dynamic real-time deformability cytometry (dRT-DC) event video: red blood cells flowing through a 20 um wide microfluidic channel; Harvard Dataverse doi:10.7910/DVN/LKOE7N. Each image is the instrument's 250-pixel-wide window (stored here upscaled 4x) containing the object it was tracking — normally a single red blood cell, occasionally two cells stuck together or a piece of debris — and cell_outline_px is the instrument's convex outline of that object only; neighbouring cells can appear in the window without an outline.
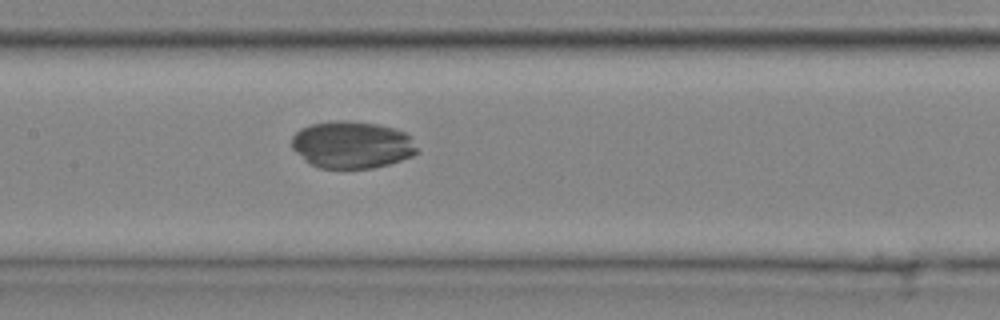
{"species": "common noctule bat (a hibernating species)", "species_latin": "Nyctalus noctula", "temperature_condition": "cold", "stored_images_in_passage": 35, "camera_frame_rate_fps": 3000, "um_per_image_px": 0.085, "animal": {"sex": "male", "body_mass_g": 20.4}, "frame": {"image": 1, "passage_image": 18, "time_ms": 5.667, "image_size_px": [1000, 320], "cell_outline_px": [[420, 152], [412, 156], [388, 164], [372, 168], [320, 168], [304, 160], [292, 148], [292, 136], [300, 128], [312, 124], [336, 120], [344, 120], [376, 124], [396, 128], [404, 132], [408, 136]], "centroid_in_image_um": [29.9, 12.3], "position_along_channel_um": 177.5, "area_um2": 34.33}}
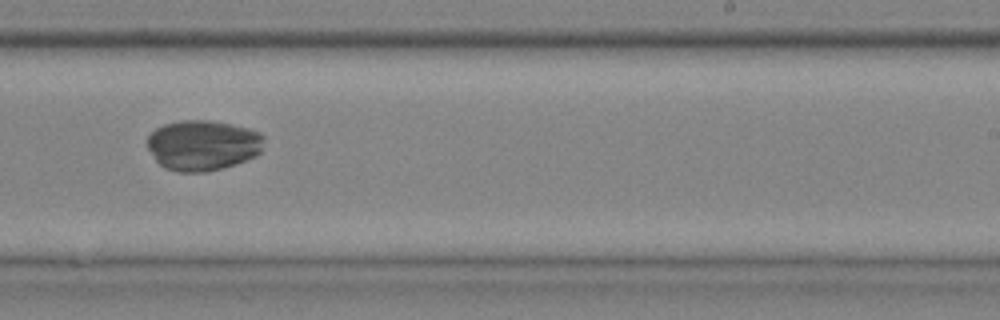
{"frame": {"image": 2, "passage_image": 24, "time_ms": 7.667, "image_size_px": [1000, 320], "cell_outline_px": [[264, 140], [260, 152], [256, 156], [220, 168], [204, 172], [176, 172], [164, 168], [156, 160], [148, 148], [148, 136], [156, 128], [164, 124], [180, 120], [208, 120], [248, 128], [260, 132], [264, 136]], "centroid_in_image_um": [17.22, 12.34], "position_along_channel_um": 271.8, "area_um2": 34.1}}
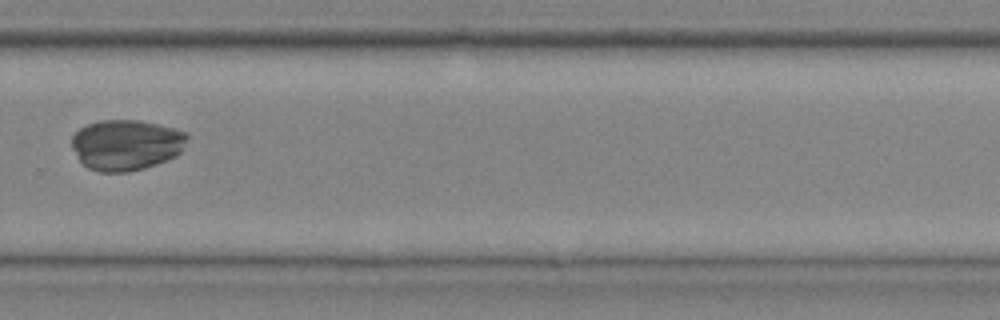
{"frame": {"image": 3, "passage_image": 27, "time_ms": 8.667, "image_size_px": [1000, 320], "cell_outline_px": [[188, 140], [180, 152], [176, 156], [156, 164], [144, 168], [128, 172], [100, 172], [88, 168], [80, 160], [72, 148], [72, 136], [80, 128], [88, 124], [100, 120], [140, 120], [188, 132]], "centroid_in_image_um": [10.74, 12.31], "position_along_channel_um": 319.1, "area_um2": 34.1}}